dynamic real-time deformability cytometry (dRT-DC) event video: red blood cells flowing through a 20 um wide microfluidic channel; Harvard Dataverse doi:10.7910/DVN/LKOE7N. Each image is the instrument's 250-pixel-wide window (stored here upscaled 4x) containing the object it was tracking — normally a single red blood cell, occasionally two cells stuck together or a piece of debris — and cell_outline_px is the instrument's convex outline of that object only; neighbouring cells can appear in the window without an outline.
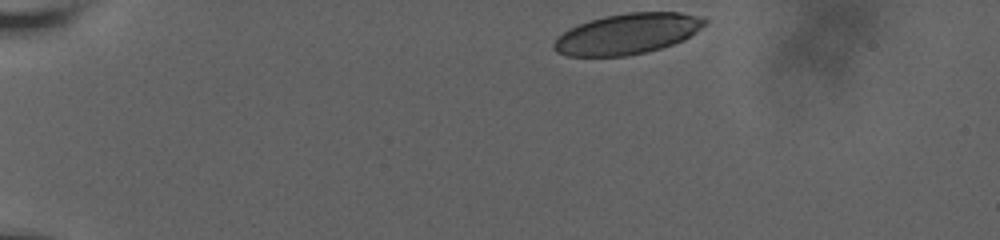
{"species": "human", "species_latin": "Homo sapiens", "temperature_condition": "room temperature", "stored_images_in_passage": 40, "camera_frame_rate_fps": 3000, "um_per_image_px": 0.085, "donor": {"sex": "male"}, "frame": {"image": 1, "passage_image": 1, "time_ms": 0.0, "image_size_px": [1000, 240], "cell_outline_px": [[708, 20], [696, 32], [684, 40], [648, 52], [628, 56], [568, 56], [556, 52], [552, 48], [552, 44], [564, 32], [580, 24], [604, 16], [628, 12], [680, 12], [704, 16]], "centroid_in_image_um": [53.37, 2.88], "position_along_channel_um": 31.6, "area_um2": 35.66}}
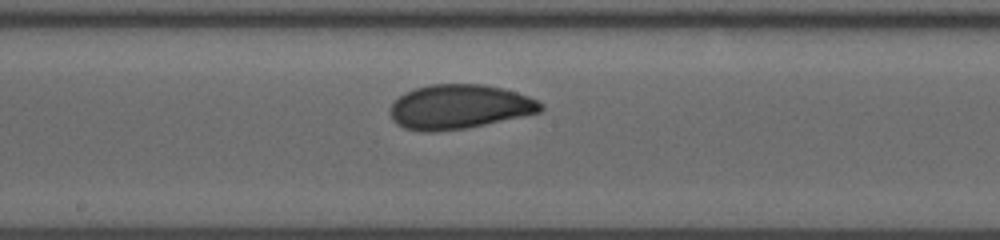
{"frame": {"image": 2, "passage_image": 23, "time_ms": 7.333, "image_size_px": [1000, 240], "cell_outline_px": [[544, 108], [540, 112], [484, 124], [464, 128], [432, 132], [420, 132], [404, 128], [396, 124], [392, 120], [388, 112], [392, 104], [404, 92], [416, 88], [432, 84], [484, 84], [504, 88], [528, 96], [544, 104]], "centroid_in_image_um": [39.01, 9.07], "position_along_channel_um": 209.2, "area_um2": 38.96}}
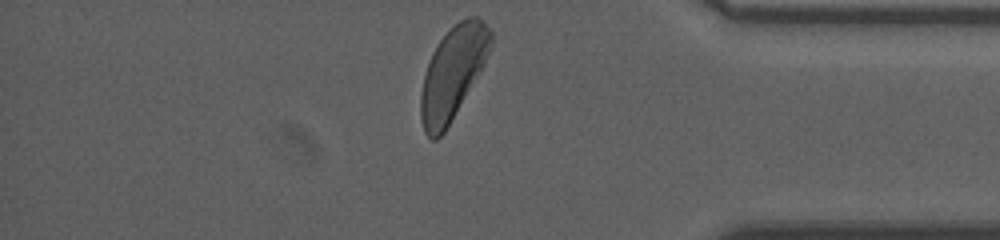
{"frame": {"image": 3, "passage_image": 40, "time_ms": 13.0, "image_size_px": [1000, 240], "cell_outline_px": [[492, 44], [480, 68], [444, 132], [436, 140], [432, 140], [424, 132], [420, 120], [420, 96], [424, 76], [432, 52], [440, 40], [460, 20], [468, 16], [476, 16], [484, 20], [492, 32]], "centroid_in_image_um": [38.45, 6.19], "position_along_channel_um": 396.7, "area_um2": 36.59}, "authors_computed_cell_mechanics": {"area_um2": 38.1191, "velocity_mm_per_s": 3.6444, "shape_relaxation_time_tau1_ms": null, "shape_relaxation_time_tau2_ms": 1.2397, "deformation_change_tau1": null, "deformation_change_tau2": 0.0601}}